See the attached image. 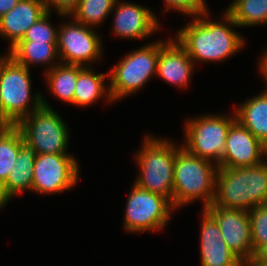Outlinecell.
Masks as SVG:
<instances>
[{"mask_svg":"<svg viewBox=\"0 0 267 266\" xmlns=\"http://www.w3.org/2000/svg\"><path fill=\"white\" fill-rule=\"evenodd\" d=\"M209 13L210 10L192 17L173 37L195 65L226 61L246 45L245 38L234 30L238 25L226 11L219 21H213Z\"/></svg>","mask_w":267,"mask_h":266,"instance_id":"cell-1","label":"cell"},{"mask_svg":"<svg viewBox=\"0 0 267 266\" xmlns=\"http://www.w3.org/2000/svg\"><path fill=\"white\" fill-rule=\"evenodd\" d=\"M212 204L248 212L267 204V159L250 167H219Z\"/></svg>","mask_w":267,"mask_h":266,"instance_id":"cell-2","label":"cell"},{"mask_svg":"<svg viewBox=\"0 0 267 266\" xmlns=\"http://www.w3.org/2000/svg\"><path fill=\"white\" fill-rule=\"evenodd\" d=\"M218 168L214 162L189 153L182 144L177 145L173 170L174 209L194 201H200L202 209L212 205Z\"/></svg>","mask_w":267,"mask_h":266,"instance_id":"cell-3","label":"cell"},{"mask_svg":"<svg viewBox=\"0 0 267 266\" xmlns=\"http://www.w3.org/2000/svg\"><path fill=\"white\" fill-rule=\"evenodd\" d=\"M139 151L134 154L139 175L134 183L142 189L166 197L172 204L173 170L177 143L171 139L147 134Z\"/></svg>","mask_w":267,"mask_h":266,"instance_id":"cell-4","label":"cell"},{"mask_svg":"<svg viewBox=\"0 0 267 266\" xmlns=\"http://www.w3.org/2000/svg\"><path fill=\"white\" fill-rule=\"evenodd\" d=\"M31 86L30 69L17 63L6 52L0 55V105L3 120L9 126L17 125L42 106L44 94H31Z\"/></svg>","mask_w":267,"mask_h":266,"instance_id":"cell-5","label":"cell"},{"mask_svg":"<svg viewBox=\"0 0 267 266\" xmlns=\"http://www.w3.org/2000/svg\"><path fill=\"white\" fill-rule=\"evenodd\" d=\"M160 39L128 52L109 73V92L113 103L131 96L156 76ZM142 88V89H141Z\"/></svg>","mask_w":267,"mask_h":266,"instance_id":"cell-6","label":"cell"},{"mask_svg":"<svg viewBox=\"0 0 267 266\" xmlns=\"http://www.w3.org/2000/svg\"><path fill=\"white\" fill-rule=\"evenodd\" d=\"M46 100L42 96V106L16 126L22 132L25 144L35 154H69L70 129Z\"/></svg>","mask_w":267,"mask_h":266,"instance_id":"cell-7","label":"cell"},{"mask_svg":"<svg viewBox=\"0 0 267 266\" xmlns=\"http://www.w3.org/2000/svg\"><path fill=\"white\" fill-rule=\"evenodd\" d=\"M236 121L233 113L201 114L186 119L184 124V147L189 153L219 164L230 126Z\"/></svg>","mask_w":267,"mask_h":266,"instance_id":"cell-8","label":"cell"},{"mask_svg":"<svg viewBox=\"0 0 267 266\" xmlns=\"http://www.w3.org/2000/svg\"><path fill=\"white\" fill-rule=\"evenodd\" d=\"M128 195L123 227L130 234L162 231L168 225L175 211L164 196L142 189L135 183Z\"/></svg>","mask_w":267,"mask_h":266,"instance_id":"cell-9","label":"cell"},{"mask_svg":"<svg viewBox=\"0 0 267 266\" xmlns=\"http://www.w3.org/2000/svg\"><path fill=\"white\" fill-rule=\"evenodd\" d=\"M72 21L60 25L57 31V51L60 63L90 67L103 54V42L95 28Z\"/></svg>","mask_w":267,"mask_h":266,"instance_id":"cell-10","label":"cell"},{"mask_svg":"<svg viewBox=\"0 0 267 266\" xmlns=\"http://www.w3.org/2000/svg\"><path fill=\"white\" fill-rule=\"evenodd\" d=\"M79 167L73 154H36L32 192L54 195L70 191L79 180Z\"/></svg>","mask_w":267,"mask_h":266,"instance_id":"cell-11","label":"cell"},{"mask_svg":"<svg viewBox=\"0 0 267 266\" xmlns=\"http://www.w3.org/2000/svg\"><path fill=\"white\" fill-rule=\"evenodd\" d=\"M205 210L216 220L228 248L242 261L253 257L249 212L210 205Z\"/></svg>","mask_w":267,"mask_h":266,"instance_id":"cell-12","label":"cell"},{"mask_svg":"<svg viewBox=\"0 0 267 266\" xmlns=\"http://www.w3.org/2000/svg\"><path fill=\"white\" fill-rule=\"evenodd\" d=\"M267 159V147L237 120L230 126L218 167L255 166Z\"/></svg>","mask_w":267,"mask_h":266,"instance_id":"cell-13","label":"cell"},{"mask_svg":"<svg viewBox=\"0 0 267 266\" xmlns=\"http://www.w3.org/2000/svg\"><path fill=\"white\" fill-rule=\"evenodd\" d=\"M113 11L112 32L120 39H148L161 26L152 9L133 2L116 0Z\"/></svg>","mask_w":267,"mask_h":266,"instance_id":"cell-14","label":"cell"},{"mask_svg":"<svg viewBox=\"0 0 267 266\" xmlns=\"http://www.w3.org/2000/svg\"><path fill=\"white\" fill-rule=\"evenodd\" d=\"M195 64L186 50L174 38L160 40L156 77L181 88H186L193 76Z\"/></svg>","mask_w":267,"mask_h":266,"instance_id":"cell-15","label":"cell"},{"mask_svg":"<svg viewBox=\"0 0 267 266\" xmlns=\"http://www.w3.org/2000/svg\"><path fill=\"white\" fill-rule=\"evenodd\" d=\"M200 229L201 266H240L241 260L228 248L216 220L202 209Z\"/></svg>","mask_w":267,"mask_h":266,"instance_id":"cell-16","label":"cell"},{"mask_svg":"<svg viewBox=\"0 0 267 266\" xmlns=\"http://www.w3.org/2000/svg\"><path fill=\"white\" fill-rule=\"evenodd\" d=\"M46 12L43 0H20L12 10L0 17V36L9 42V50Z\"/></svg>","mask_w":267,"mask_h":266,"instance_id":"cell-17","label":"cell"},{"mask_svg":"<svg viewBox=\"0 0 267 266\" xmlns=\"http://www.w3.org/2000/svg\"><path fill=\"white\" fill-rule=\"evenodd\" d=\"M35 152L24 144L18 152L15 167H12L6 180L0 185V209L25 191L32 192Z\"/></svg>","mask_w":267,"mask_h":266,"instance_id":"cell-18","label":"cell"},{"mask_svg":"<svg viewBox=\"0 0 267 266\" xmlns=\"http://www.w3.org/2000/svg\"><path fill=\"white\" fill-rule=\"evenodd\" d=\"M236 105V120L267 147V89Z\"/></svg>","mask_w":267,"mask_h":266,"instance_id":"cell-19","label":"cell"},{"mask_svg":"<svg viewBox=\"0 0 267 266\" xmlns=\"http://www.w3.org/2000/svg\"><path fill=\"white\" fill-rule=\"evenodd\" d=\"M6 53L28 69H31V66L48 64L44 72L60 63L57 42L19 41Z\"/></svg>","mask_w":267,"mask_h":266,"instance_id":"cell-20","label":"cell"},{"mask_svg":"<svg viewBox=\"0 0 267 266\" xmlns=\"http://www.w3.org/2000/svg\"><path fill=\"white\" fill-rule=\"evenodd\" d=\"M105 78H109V73H97L90 67H85L79 74L75 86L73 105L85 107L98 101L106 100L112 103L109 92V83Z\"/></svg>","mask_w":267,"mask_h":266,"instance_id":"cell-21","label":"cell"},{"mask_svg":"<svg viewBox=\"0 0 267 266\" xmlns=\"http://www.w3.org/2000/svg\"><path fill=\"white\" fill-rule=\"evenodd\" d=\"M81 65L59 63L44 72L45 80L52 95L59 101L73 105V97L78 74L84 69Z\"/></svg>","mask_w":267,"mask_h":266,"instance_id":"cell-22","label":"cell"},{"mask_svg":"<svg viewBox=\"0 0 267 266\" xmlns=\"http://www.w3.org/2000/svg\"><path fill=\"white\" fill-rule=\"evenodd\" d=\"M225 11L238 27L267 24V0H232Z\"/></svg>","mask_w":267,"mask_h":266,"instance_id":"cell-23","label":"cell"},{"mask_svg":"<svg viewBox=\"0 0 267 266\" xmlns=\"http://www.w3.org/2000/svg\"><path fill=\"white\" fill-rule=\"evenodd\" d=\"M24 144L22 132L16 125L0 128V185L15 167L19 149Z\"/></svg>","mask_w":267,"mask_h":266,"instance_id":"cell-24","label":"cell"},{"mask_svg":"<svg viewBox=\"0 0 267 266\" xmlns=\"http://www.w3.org/2000/svg\"><path fill=\"white\" fill-rule=\"evenodd\" d=\"M115 3L116 0H80L70 17L76 22L97 28L110 16Z\"/></svg>","mask_w":267,"mask_h":266,"instance_id":"cell-25","label":"cell"},{"mask_svg":"<svg viewBox=\"0 0 267 266\" xmlns=\"http://www.w3.org/2000/svg\"><path fill=\"white\" fill-rule=\"evenodd\" d=\"M251 240L255 253L267 244V204L259 205L249 211Z\"/></svg>","mask_w":267,"mask_h":266,"instance_id":"cell-26","label":"cell"},{"mask_svg":"<svg viewBox=\"0 0 267 266\" xmlns=\"http://www.w3.org/2000/svg\"><path fill=\"white\" fill-rule=\"evenodd\" d=\"M51 12H46L26 31L24 37L20 41L32 42H57L58 26L54 27L50 18Z\"/></svg>","mask_w":267,"mask_h":266,"instance_id":"cell-27","label":"cell"},{"mask_svg":"<svg viewBox=\"0 0 267 266\" xmlns=\"http://www.w3.org/2000/svg\"><path fill=\"white\" fill-rule=\"evenodd\" d=\"M165 11H178L188 17L198 16L209 10L206 0H163Z\"/></svg>","mask_w":267,"mask_h":266,"instance_id":"cell-28","label":"cell"},{"mask_svg":"<svg viewBox=\"0 0 267 266\" xmlns=\"http://www.w3.org/2000/svg\"><path fill=\"white\" fill-rule=\"evenodd\" d=\"M46 11L55 10L59 16L69 17L77 9L80 0H43Z\"/></svg>","mask_w":267,"mask_h":266,"instance_id":"cell-29","label":"cell"},{"mask_svg":"<svg viewBox=\"0 0 267 266\" xmlns=\"http://www.w3.org/2000/svg\"><path fill=\"white\" fill-rule=\"evenodd\" d=\"M262 56H260V60L258 62V69L260 72L261 78H264V80H266L265 85L267 84V48L262 52L261 54ZM267 89V87L265 88Z\"/></svg>","mask_w":267,"mask_h":266,"instance_id":"cell-30","label":"cell"},{"mask_svg":"<svg viewBox=\"0 0 267 266\" xmlns=\"http://www.w3.org/2000/svg\"><path fill=\"white\" fill-rule=\"evenodd\" d=\"M20 0H0V17L12 10Z\"/></svg>","mask_w":267,"mask_h":266,"instance_id":"cell-31","label":"cell"},{"mask_svg":"<svg viewBox=\"0 0 267 266\" xmlns=\"http://www.w3.org/2000/svg\"><path fill=\"white\" fill-rule=\"evenodd\" d=\"M253 258L258 261L267 264V244L262 245L253 255Z\"/></svg>","mask_w":267,"mask_h":266,"instance_id":"cell-32","label":"cell"},{"mask_svg":"<svg viewBox=\"0 0 267 266\" xmlns=\"http://www.w3.org/2000/svg\"><path fill=\"white\" fill-rule=\"evenodd\" d=\"M240 266H267V264L258 262L252 257L248 261L241 262Z\"/></svg>","mask_w":267,"mask_h":266,"instance_id":"cell-33","label":"cell"},{"mask_svg":"<svg viewBox=\"0 0 267 266\" xmlns=\"http://www.w3.org/2000/svg\"><path fill=\"white\" fill-rule=\"evenodd\" d=\"M9 126L4 120H3V114L1 110V105H0V128H5Z\"/></svg>","mask_w":267,"mask_h":266,"instance_id":"cell-34","label":"cell"}]
</instances>
